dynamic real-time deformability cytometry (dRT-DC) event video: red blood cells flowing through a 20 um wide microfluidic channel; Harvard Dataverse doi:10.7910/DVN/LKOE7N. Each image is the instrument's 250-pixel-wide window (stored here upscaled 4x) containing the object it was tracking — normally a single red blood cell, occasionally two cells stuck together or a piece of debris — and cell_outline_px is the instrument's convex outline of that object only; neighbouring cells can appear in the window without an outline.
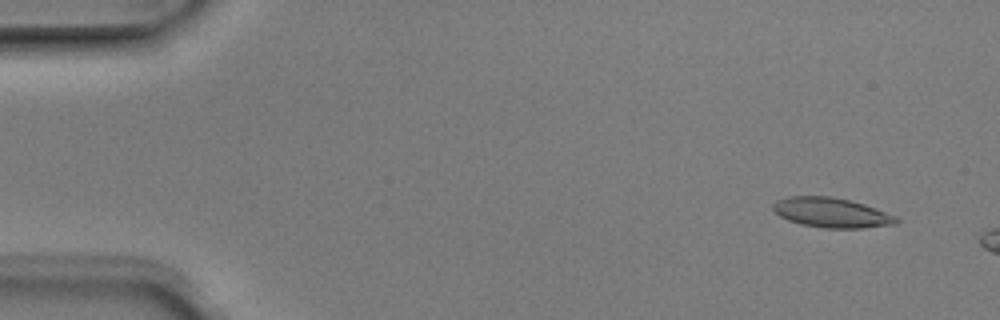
{"species": "Egyptian fruit bat (a non-hibernating species)", "species_latin": "Rousettus aegyptiacus", "temperature_condition": "room temperature", "stored_images_in_passage": 3, "camera_frame_rate_fps": 3000, "um_per_image_px": 0.085, "animal": {"sex": "male"}, "frame": {"image": 1, "passage_image": 1, "time_ms": 0.0, "image_size_px": [1000, 320], "cell_outline_px": [[900, 220], [896, 224], [860, 228], [824, 228], [800, 224], [788, 220], [780, 216], [772, 208], [772, 204], [776, 200], [788, 196], [832, 196], [864, 204], [896, 216]], "centroid_in_image_um": [70.65, 18.07], "position_along_channel_um": 14.3, "area_um2": 21.39}}